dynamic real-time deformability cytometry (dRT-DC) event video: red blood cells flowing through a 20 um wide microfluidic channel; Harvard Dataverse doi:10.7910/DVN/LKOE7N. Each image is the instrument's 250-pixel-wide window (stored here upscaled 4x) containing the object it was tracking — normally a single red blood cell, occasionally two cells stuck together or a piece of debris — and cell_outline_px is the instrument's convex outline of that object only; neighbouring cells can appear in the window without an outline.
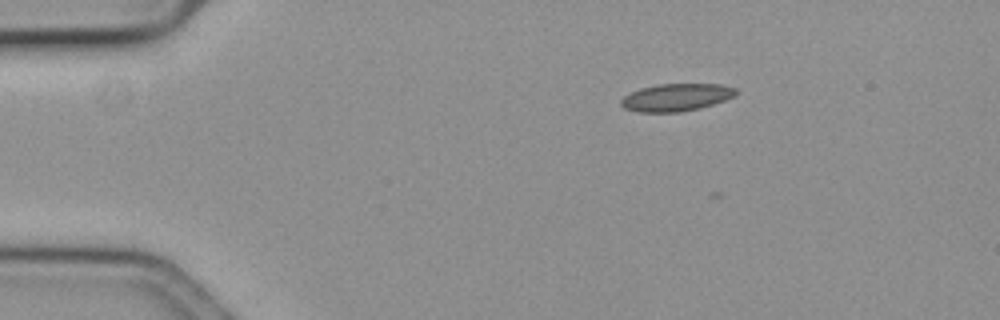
{"species": "common noctule bat (a hibernating species)", "species_latin": "Nyctalus noctula", "temperature_condition": "cold", "stored_images_in_passage": 2, "camera_frame_rate_fps": 3000, "um_per_image_px": 0.085, "animal": {"sex": "female", "body_mass_g": 19.3, "forearm_length_mm": 54.1}, "frame": {"image": 1, "passage_image": 1, "time_ms": 0.0, "image_size_px": [1000, 320], "cell_outline_px": [[736, 96], [700, 108], [680, 112], [636, 112], [624, 108], [620, 104], [620, 100], [624, 96], [640, 88], [656, 84], [720, 84], [736, 88]], "centroid_in_image_um": [57.46, 8.27], "position_along_channel_um": 27.5, "area_um2": 18.44}}